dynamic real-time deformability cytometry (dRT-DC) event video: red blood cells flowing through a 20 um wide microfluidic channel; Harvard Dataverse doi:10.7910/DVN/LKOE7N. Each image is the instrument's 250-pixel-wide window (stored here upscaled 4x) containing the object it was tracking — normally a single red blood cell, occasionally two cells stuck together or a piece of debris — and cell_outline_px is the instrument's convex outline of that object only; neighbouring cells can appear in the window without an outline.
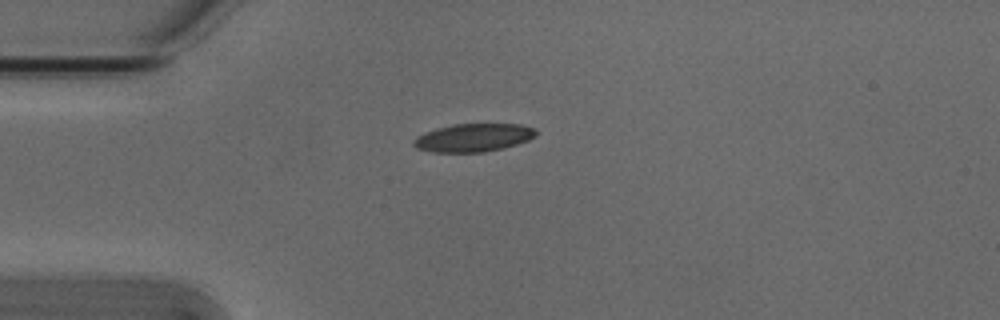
{"species": "Egyptian fruit bat (a non-hibernating species)", "species_latin": "Rousettus aegyptiacus", "temperature_condition": "cold", "stored_images_in_passage": 41, "camera_frame_rate_fps": 3000, "um_per_image_px": 0.085, "animal": {"sex": "male"}, "frame": {"image": 1, "passage_image": 1, "time_ms": 0.0, "image_size_px": [1000, 320], "cell_outline_px": [[536, 136], [528, 140], [504, 148], [484, 152], [432, 152], [416, 148], [412, 144], [412, 140], [416, 136], [424, 132], [436, 128], [452, 124], [520, 124], [532, 128], [536, 132]], "centroid_in_image_um": [40.18, 11.7], "position_along_channel_um": 44.8, "area_um2": 20.11}}
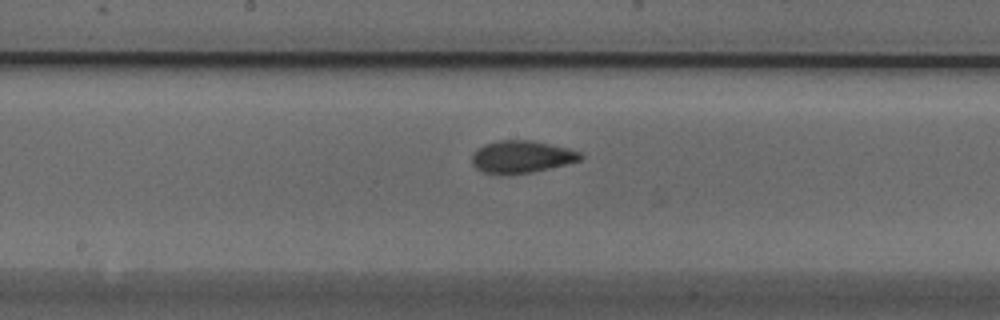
{"frame": {"image": 2, "passage_image": 15, "time_ms": 4.667, "image_size_px": [1000, 320], "cell_outline_px": [[584, 156], [580, 160], [532, 172], [484, 172], [476, 168], [472, 164], [472, 152], [476, 148], [484, 144], [500, 140], [528, 140], [568, 148], [580, 152]], "centroid_in_image_um": [44.31, 13.29], "position_along_channel_um": 203.9, "area_um2": 19.83}}
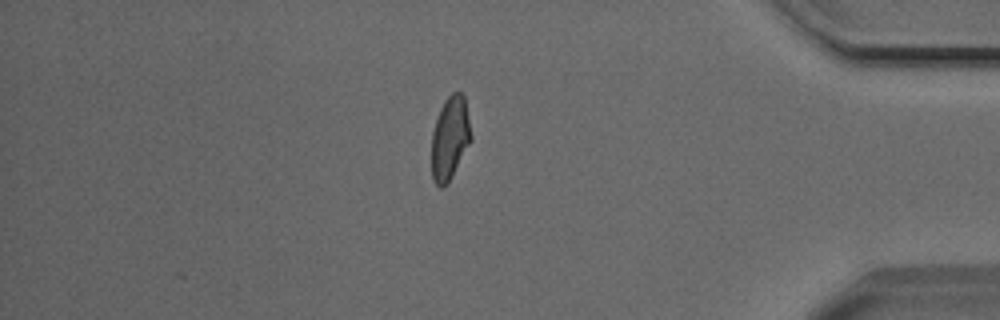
{"frame": {"image": 3, "passage_image": 33, "time_ms": 10.667, "image_size_px": [1000, 320], "cell_outline_px": [[472, 140], [448, 184], [440, 188], [432, 180], [432, 132], [440, 108], [444, 100], [452, 92], [460, 92], [464, 96], [472, 136]], "centroid_in_image_um": [38.25, 11.76], "position_along_channel_um": 397.0, "area_um2": 19.25}, "authors_computed_cell_mechanics": {"area_um2": 19.7098, "velocity_mm_per_s": 3.8068, "shape_relaxation_time_tau1_ms": 4.3897, "shape_relaxation_time_tau2_ms": 2.1266, "deformation_change_tau1": 0.1414, "deformation_change_tau2": 0.0733}}